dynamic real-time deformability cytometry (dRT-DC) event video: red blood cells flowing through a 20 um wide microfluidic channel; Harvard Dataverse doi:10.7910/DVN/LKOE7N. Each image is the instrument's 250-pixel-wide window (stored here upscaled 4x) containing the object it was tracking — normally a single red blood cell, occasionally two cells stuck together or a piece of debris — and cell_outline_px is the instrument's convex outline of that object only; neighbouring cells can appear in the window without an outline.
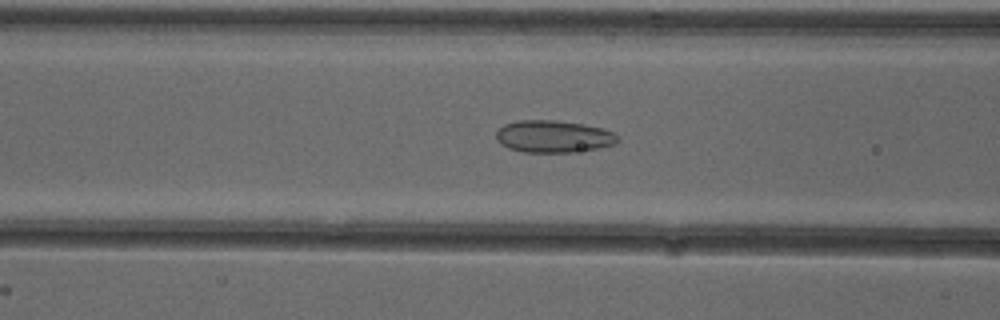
{"species": "common noctule bat (a hibernating species)", "species_latin": "Nyctalus noctula", "temperature_condition": "cold", "stored_images_in_passage": 42, "camera_frame_rate_fps": 3000, "um_per_image_px": 0.085, "animal": {"sex": "female"}, "frame": {"image": 1, "passage_image": 11, "time_ms": 3.333, "image_size_px": [1000, 320], "cell_outline_px": [[620, 140], [616, 144], [596, 148], [572, 152], [524, 152], [508, 148], [496, 140], [496, 132], [504, 124], [516, 120], [556, 120], [584, 124], [600, 128], [612, 132], [620, 136]], "centroid_in_image_um": [47.04, 11.59], "position_along_channel_um": 119.6, "area_um2": 22.83}}
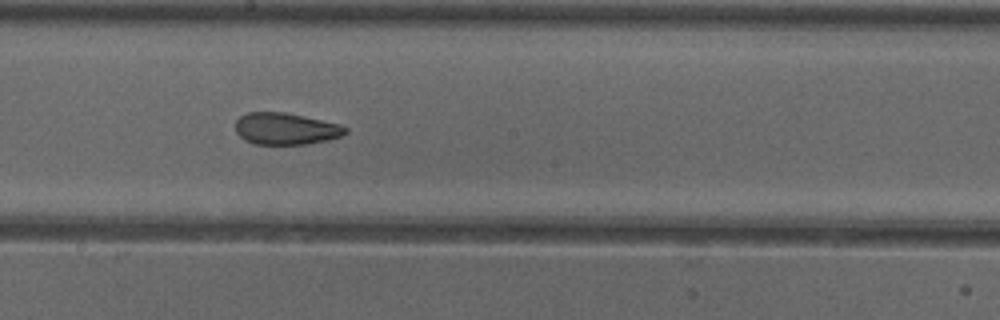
{"frame": {"image": 2, "passage_image": 19, "time_ms": 6.0, "image_size_px": [1000, 320], "cell_outline_px": [[348, 132], [344, 136], [328, 140], [308, 144], [256, 144], [244, 140], [236, 132], [236, 120], [240, 116], [248, 112], [284, 112], [304, 116], [340, 124], [348, 128]], "centroid_in_image_um": [24.32, 10.94], "position_along_channel_um": 223.9, "area_um2": 20.52}}
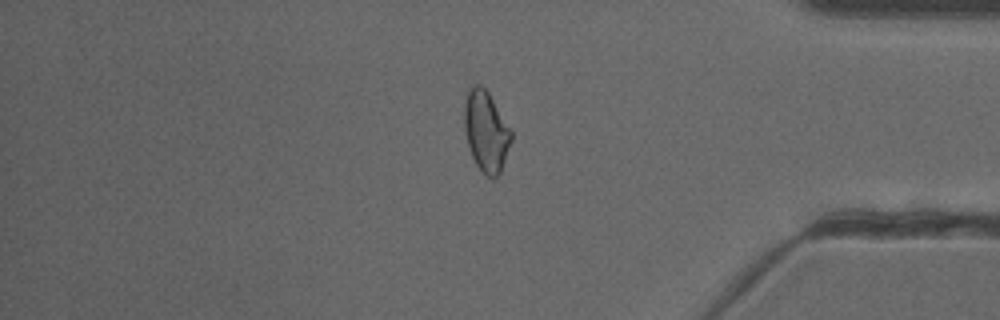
{"frame": {"image": 3, "passage_image": 34, "time_ms": 11.0, "image_size_px": [1000, 320], "cell_outline_px": [[512, 140], [500, 172], [492, 180], [476, 164], [472, 156], [468, 144], [464, 128], [464, 104], [468, 88], [476, 84], [480, 84], [488, 92], [512, 132]], "centroid_in_image_um": [41.3, 11.14], "position_along_channel_um": 393.9, "area_um2": 21.79}, "authors_computed_cell_mechanics": {"area_um2": 21.8773, "velocity_mm_per_s": 3.9065, "shape_relaxation_time_tau1_ms": null, "shape_relaxation_time_tau2_ms": 1.7708, "deformation_change_tau1": null, "deformation_change_tau2": 0.0788}}